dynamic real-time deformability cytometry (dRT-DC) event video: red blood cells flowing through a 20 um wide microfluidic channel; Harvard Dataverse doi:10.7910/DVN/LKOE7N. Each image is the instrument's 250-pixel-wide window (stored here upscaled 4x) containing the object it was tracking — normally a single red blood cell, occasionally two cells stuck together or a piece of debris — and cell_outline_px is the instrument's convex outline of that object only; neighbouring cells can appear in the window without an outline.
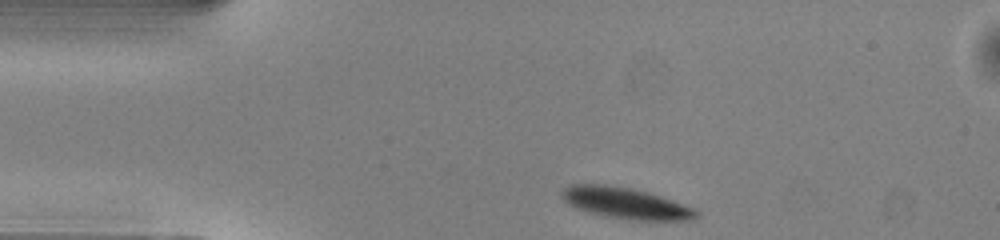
{"species": "common noctule bat (a hibernating species)", "species_latin": "Nyctalus noctula", "temperature_condition": "warm", "stored_images_in_passage": 42, "camera_frame_rate_fps": 3000, "um_per_image_px": 0.085, "animal": {"sex": "male", "body_mass_g": 13.0, "forearm_length_mm": 53.1}, "frame": {"image": 1, "passage_image": 1, "time_ms": 0.0, "image_size_px": [1000, 240], "cell_outline_px": [[700, 216], [692, 220], [632, 220], [604, 216], [588, 212], [576, 208], [568, 204], [560, 196], [560, 192], [564, 188], [572, 184], [604, 184], [632, 188], [648, 192], [672, 200], [692, 208]], "centroid_in_image_um": [53.13, 17.26], "position_along_channel_um": 31.9, "area_um2": 24.39}}
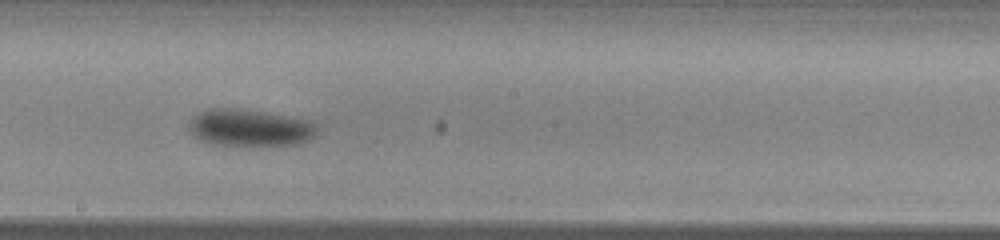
{"frame": {"image": 2, "passage_image": 19, "time_ms": 6.0, "image_size_px": [1000, 240], "cell_outline_px": [[316, 136], [308, 140], [292, 144], [212, 144], [200, 140], [188, 128], [188, 120], [192, 116], [208, 108], [240, 108], [264, 112], [308, 120], [316, 124]], "centroid_in_image_um": [21.18, 10.83], "position_along_channel_um": 227.0, "area_um2": 27.22}}
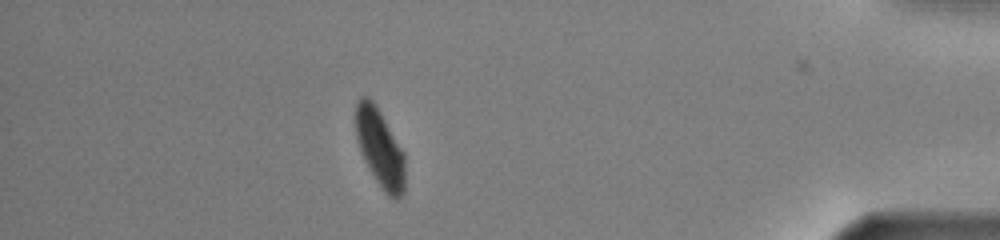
{"frame": {"image": 3, "passage_image": 36, "time_ms": 11.667, "image_size_px": [1000, 240], "cell_outline_px": [[404, 192], [396, 200], [392, 200], [384, 192], [368, 168], [364, 160], [356, 136], [356, 100], [360, 96], [368, 96], [372, 100], [380, 112], [404, 152]], "centroid_in_image_um": [32.29, 12.6], "position_along_channel_um": 402.9, "area_um2": 22.31}, "authors_computed_cell_mechanics": {"area_um2": 26.3568, "velocity_mm_per_s": 3.9885, "shape_relaxation_time_tau1_ms": 1.987, "shape_relaxation_time_tau2_ms": null, "deformation_change_tau1": 0.1201, "deformation_change_tau2": null}}